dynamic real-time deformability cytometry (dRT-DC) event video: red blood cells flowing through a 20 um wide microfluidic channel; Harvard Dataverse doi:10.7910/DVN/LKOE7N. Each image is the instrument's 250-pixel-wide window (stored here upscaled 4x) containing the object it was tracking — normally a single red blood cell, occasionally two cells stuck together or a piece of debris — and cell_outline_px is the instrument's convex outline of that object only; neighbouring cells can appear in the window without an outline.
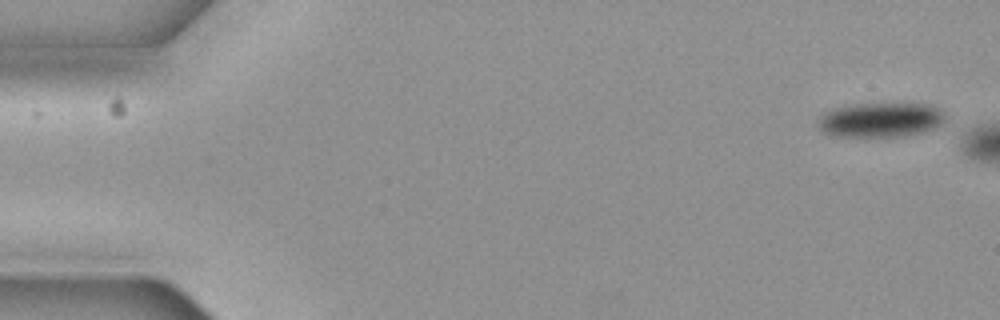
{"species": "common noctule bat (a hibernating species)", "species_latin": "Nyctalus noctula", "temperature_condition": "cold", "stored_images_in_passage": 3, "camera_frame_rate_fps": 3000, "um_per_image_px": 0.085, "animal": {"sex": "female", "body_mass_g": 19.3, "forearm_length_mm": 54.1}, "frame": {"image": 1, "passage_image": 1, "time_ms": 0.0, "image_size_px": [1000, 320], "cell_outline_px": [[944, 120], [940, 124], [924, 132], [904, 136], [836, 136], [824, 132], [820, 128], [820, 120], [828, 112], [836, 108], [856, 104], [928, 104], [936, 108], [944, 116]], "centroid_in_image_um": [74.88, 10.2], "position_along_channel_um": 10.1, "area_um2": 24.8}}